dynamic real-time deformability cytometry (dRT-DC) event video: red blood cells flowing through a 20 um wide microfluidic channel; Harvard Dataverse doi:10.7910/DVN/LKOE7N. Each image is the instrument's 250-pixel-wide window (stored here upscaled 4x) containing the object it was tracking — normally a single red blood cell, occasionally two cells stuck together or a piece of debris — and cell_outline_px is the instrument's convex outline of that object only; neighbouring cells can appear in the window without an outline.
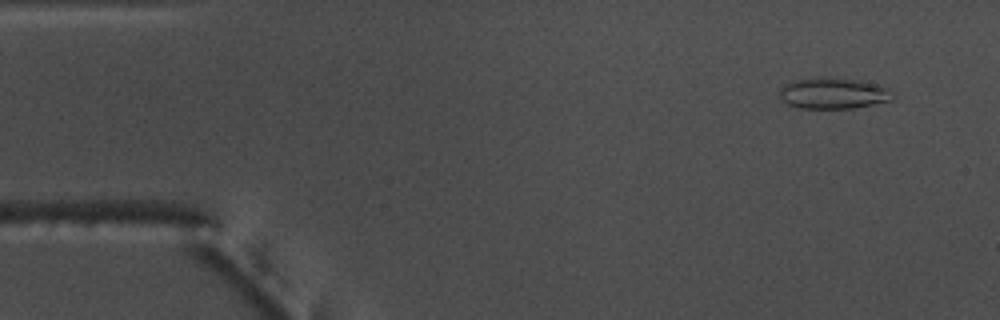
{"species": "common noctule bat (a hibernating species)", "species_latin": "Nyctalus noctula", "temperature_condition": "warm", "stored_images_in_passage": 12, "camera_frame_rate_fps": 3000, "um_per_image_px": 0.085, "animal": {"sex": "male", "body_mass_g": 17.5, "forearm_length_mm": 52.3}, "frame": {"image": 1, "passage_image": 4, "time_ms": 1.0, "image_size_px": [1000, 320], "cell_outline_px": [[892, 100], [856, 108], [800, 108], [788, 104], [780, 100], [780, 88], [792, 80], [820, 76], [856, 80], [892, 88]], "centroid_in_image_um": [70.81, 7.92], "position_along_channel_um": 14.2, "area_um2": 20.63}}